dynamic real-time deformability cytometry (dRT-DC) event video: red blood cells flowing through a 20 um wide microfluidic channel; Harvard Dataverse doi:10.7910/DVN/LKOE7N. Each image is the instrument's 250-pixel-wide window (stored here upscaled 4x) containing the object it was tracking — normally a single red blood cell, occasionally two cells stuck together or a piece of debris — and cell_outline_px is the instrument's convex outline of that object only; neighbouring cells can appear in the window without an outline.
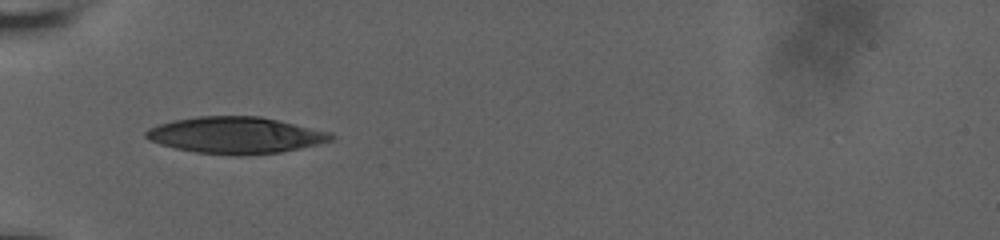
{"species": "human", "species_latin": "Homo sapiens", "temperature_condition": "room temperature", "stored_images_in_passage": 16, "camera_frame_rate_fps": 3000, "um_per_image_px": 0.085, "donor": {"sex": "male"}, "frame": {"image": 1, "passage_image": 1, "time_ms": 0.0, "image_size_px": [1000, 240], "cell_outline_px": [[336, 136], [332, 140], [300, 148], [280, 152], [240, 156], [232, 156], [196, 152], [176, 148], [160, 144], [144, 136], [144, 132], [148, 128], [156, 124], [172, 120], [196, 116], [260, 116], [280, 120], [332, 132]], "centroid_in_image_um": [20.03, 11.48], "position_along_channel_um": 65.0, "area_um2": 39.77}}
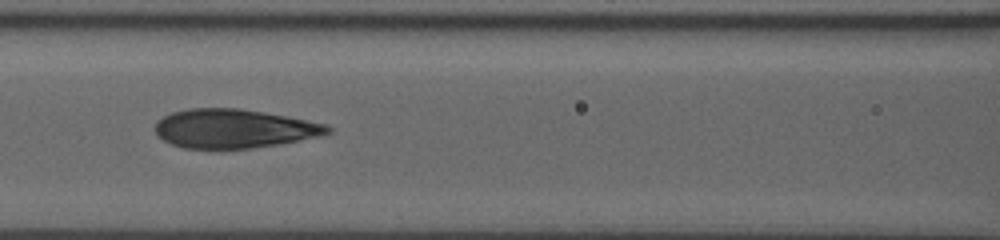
{"frame": {"image": 2, "passage_image": 10, "time_ms": 2.333, "image_size_px": [1000, 240], "cell_outline_px": [[332, 132], [316, 136], [280, 144], [252, 148], [184, 148], [172, 144], [156, 136], [156, 120], [172, 112], [188, 108], [240, 108], [264, 112], [328, 124], [332, 128]], "centroid_in_image_um": [19.87, 10.92], "position_along_channel_um": 146.7, "area_um2": 39.02}}
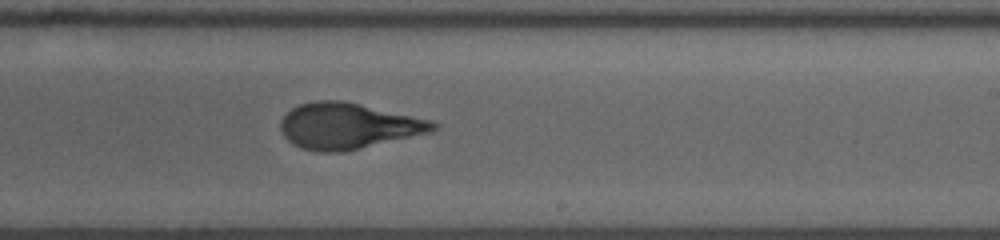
{"frame": {"image": 3, "passage_image": 16, "time_ms": 5.333, "image_size_px": [1000, 240], "cell_outline_px": [[440, 124], [432, 132], [340, 152], [324, 152], [304, 148], [292, 144], [284, 136], [280, 128], [280, 120], [292, 108], [300, 104], [316, 100], [340, 100], [360, 104], [432, 120]], "centroid_in_image_um": [29.59, 10.69], "position_along_channel_um": 259.4, "area_um2": 40.4}}